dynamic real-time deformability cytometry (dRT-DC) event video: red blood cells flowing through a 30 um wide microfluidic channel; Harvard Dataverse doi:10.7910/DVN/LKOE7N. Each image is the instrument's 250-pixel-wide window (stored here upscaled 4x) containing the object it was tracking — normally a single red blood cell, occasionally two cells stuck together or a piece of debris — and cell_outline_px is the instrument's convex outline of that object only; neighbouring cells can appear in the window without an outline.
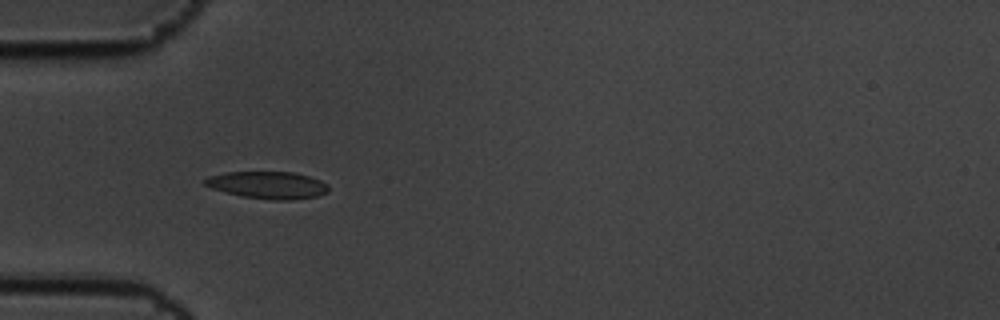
{"species": "common noctule bat (a hibernating species)", "species_latin": "Nyctalus noctula", "temperature_condition": "cold", "stored_images_in_passage": 7, "camera_frame_rate_fps": 3000, "um_per_image_px": 0.085, "animal": {"sex": "male", "body_mass_g": 19.5, "forearm_length_mm": 54.6}, "frame": {"image": 1, "passage_image": 6, "time_ms": 1.667, "image_size_px": [1000, 320], "cell_outline_px": [[328, 192], [316, 196], [292, 200], [272, 200], [240, 196], [212, 188], [204, 184], [200, 180], [208, 176], [228, 172], [296, 172], [320, 180], [328, 184]], "centroid_in_image_um": [22.74, 15.73], "position_along_channel_um": 62.3, "area_um2": 19.71}}
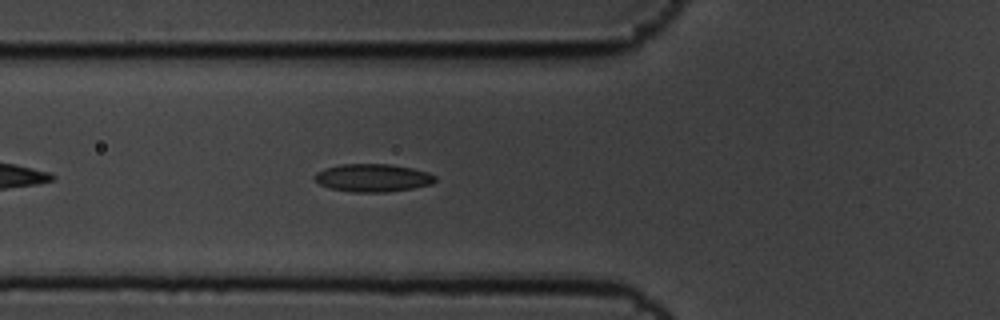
{"frame": {"image": 2, "passage_image": 7, "time_ms": 2.0, "image_size_px": [1000, 320], "cell_outline_px": [[436, 180], [432, 184], [412, 188], [388, 192], [352, 192], [328, 188], [320, 184], [312, 176], [316, 172], [324, 168], [340, 164], [388, 164], [412, 168], [428, 172], [436, 176]], "centroid_in_image_um": [31.66, 15.11], "position_along_channel_um": 94.1, "area_um2": 19.71}}